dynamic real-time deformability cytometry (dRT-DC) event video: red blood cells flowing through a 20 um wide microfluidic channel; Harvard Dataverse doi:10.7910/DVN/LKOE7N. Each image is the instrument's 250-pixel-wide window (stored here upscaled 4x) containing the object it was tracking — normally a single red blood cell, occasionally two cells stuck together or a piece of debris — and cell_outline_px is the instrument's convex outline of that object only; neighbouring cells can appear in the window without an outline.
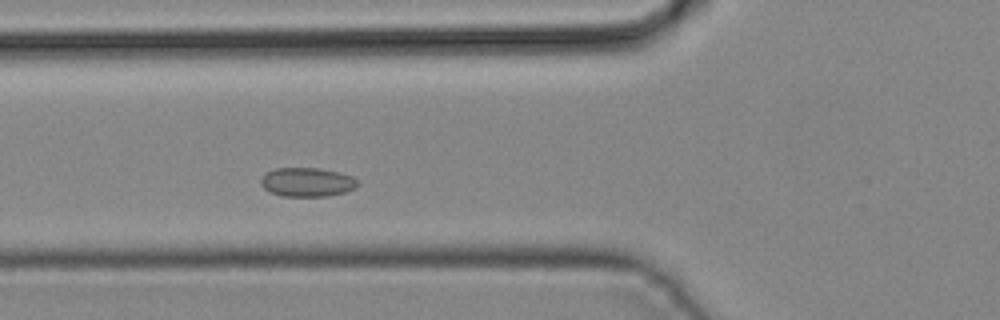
{"species": "common noctule bat (a hibernating species)", "species_latin": "Nyctalus noctula", "temperature_condition": "cold", "stored_images_in_passage": 39, "segment_of_instrument_passage": [1, 2], "camera_frame_rate_fps": 3000, "um_per_image_px": 0.085, "animal": {"sex": "male", "body_mass_g": 19.2, "forearm_length_mm": 51.8}, "frame": {"image": 1, "passage_image": 10, "time_ms": 3.0, "image_size_px": [1000, 320], "cell_outline_px": [[356, 188], [344, 192], [328, 196], [280, 196], [264, 188], [260, 184], [260, 180], [268, 172], [276, 168], [320, 168], [340, 172], [352, 176], [356, 180]], "centroid_in_image_um": [26.11, 15.48], "position_along_channel_um": 99.7, "area_um2": 16.24}}
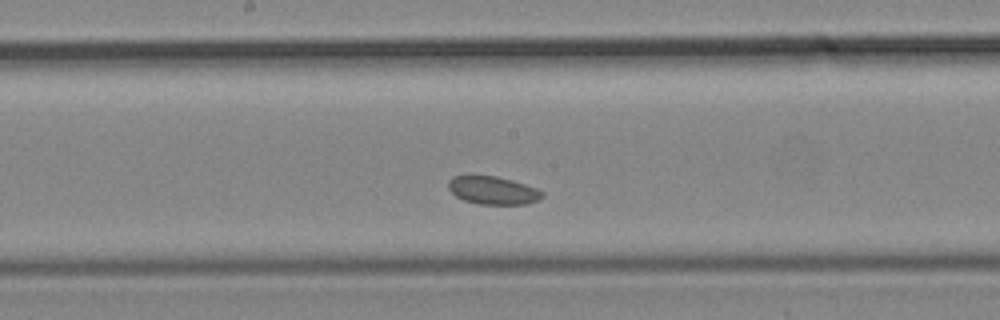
{"frame": {"image": 2, "passage_image": 17, "time_ms": 5.333, "image_size_px": [1000, 320], "cell_outline_px": [[544, 196], [540, 200], [528, 204], [476, 204], [464, 200], [456, 196], [448, 188], [448, 180], [452, 176], [496, 176], [512, 180], [536, 188], [544, 192]], "centroid_in_image_um": [41.92, 16.19], "position_along_channel_um": 206.3, "area_um2": 15.37}}
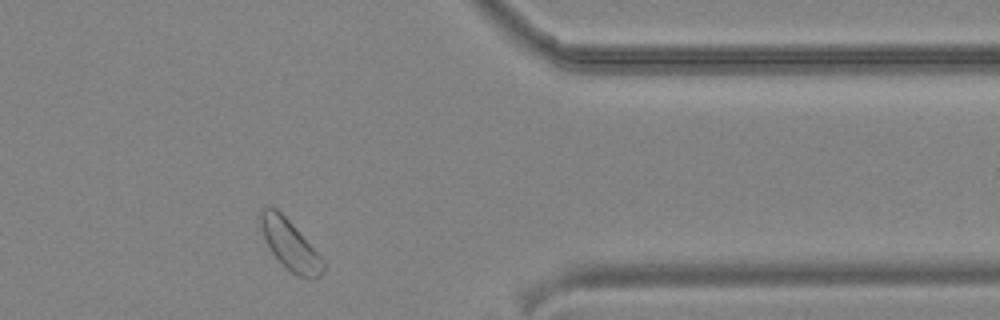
{"frame": {"image": 3, "passage_image": 30, "time_ms": 9.667, "image_size_px": [1000, 320], "cell_outline_px": [[324, 272], [320, 276], [312, 280], [296, 276], [272, 252], [264, 236], [260, 224], [260, 212], [264, 208], [276, 208], [292, 224], [324, 260]], "centroid_in_image_um": [24.69, 20.85], "position_along_channel_um": 386.7, "area_um2": 17.63}}